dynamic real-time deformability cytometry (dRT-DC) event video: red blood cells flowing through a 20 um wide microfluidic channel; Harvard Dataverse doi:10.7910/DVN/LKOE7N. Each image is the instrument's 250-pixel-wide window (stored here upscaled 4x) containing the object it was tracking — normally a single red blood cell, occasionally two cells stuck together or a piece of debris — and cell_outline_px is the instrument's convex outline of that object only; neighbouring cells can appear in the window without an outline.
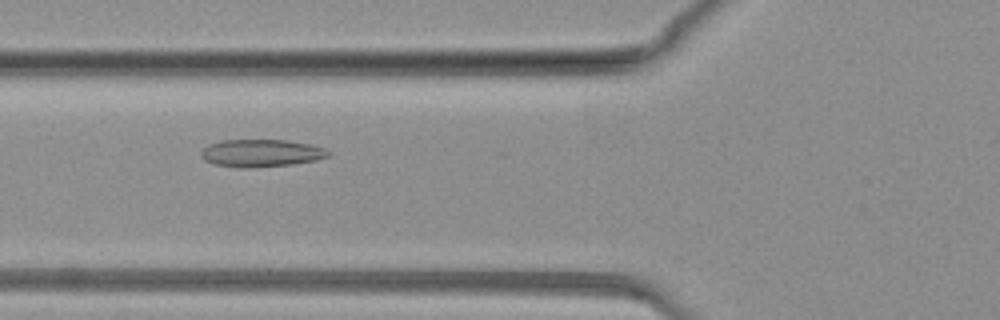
{"species": "common noctule bat (a hibernating species)", "species_latin": "Nyctalus noctula", "temperature_condition": "warm", "stored_images_in_passage": 77, "camera_frame_rate_fps": 3000, "um_per_image_px": 0.085, "animal": {"sex": "female", "body_mass_g": 19.3, "forearm_length_mm": 54.1}, "frame": {"image": 1, "passage_image": 30, "time_ms": 9.667, "image_size_px": [1000, 320], "cell_outline_px": [[332, 152], [328, 156], [316, 160], [292, 164], [248, 168], [240, 168], [212, 164], [204, 160], [200, 156], [200, 152], [208, 144], [224, 140], [284, 140], [312, 144], [324, 148]], "centroid_in_image_um": [22.18, 13.02], "position_along_channel_um": 103.6, "area_um2": 20.52}}
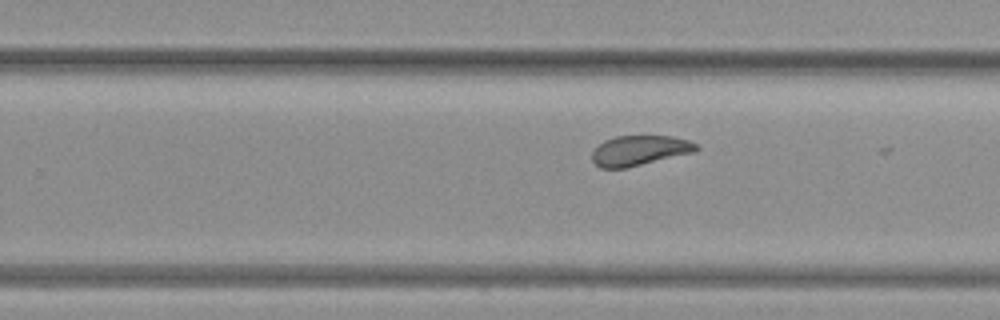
{"frame": {"image": 2, "passage_image": 49, "time_ms": 16.0, "image_size_px": [1000, 320], "cell_outline_px": [[700, 148], [696, 152], [624, 168], [600, 168], [592, 160], [592, 152], [604, 140], [616, 136], [672, 136], [688, 140], [696, 144]], "centroid_in_image_um": [54.38, 12.79], "position_along_channel_um": 275.4, "area_um2": 18.15}}
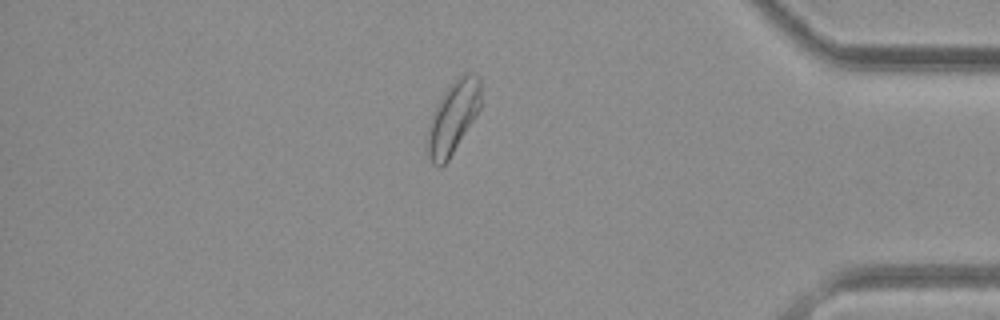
{"frame": {"image": 3, "passage_image": 66, "time_ms": 21.667, "image_size_px": [1000, 320], "cell_outline_px": [[480, 108], [448, 160], [440, 168], [436, 168], [432, 164], [428, 156], [428, 124], [432, 112], [436, 104], [452, 80], [464, 72], [472, 72], [480, 76]], "centroid_in_image_um": [38.49, 9.93], "position_along_channel_um": 396.7, "area_um2": 22.54}}